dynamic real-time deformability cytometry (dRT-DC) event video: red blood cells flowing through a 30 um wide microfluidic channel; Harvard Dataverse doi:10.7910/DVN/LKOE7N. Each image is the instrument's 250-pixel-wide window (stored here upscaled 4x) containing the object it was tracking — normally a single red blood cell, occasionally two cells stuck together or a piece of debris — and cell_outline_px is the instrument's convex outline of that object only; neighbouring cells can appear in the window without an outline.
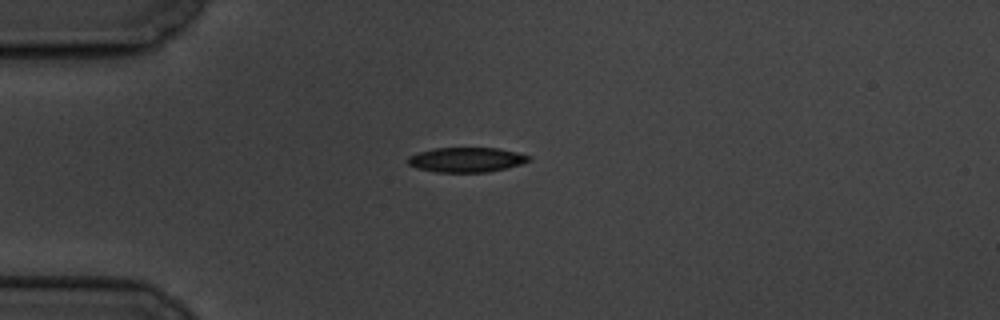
{"species": "common noctule bat (a hibernating species)", "species_latin": "Nyctalus noctula", "temperature_condition": "cold", "stored_images_in_passage": 5, "camera_frame_rate_fps": 3000, "um_per_image_px": 0.085, "animal": {"sex": "male", "body_mass_g": 19.5, "forearm_length_mm": 54.6}, "frame": {"image": 1, "passage_image": 3, "time_ms": 2.333, "image_size_px": [1000, 320], "cell_outline_px": [[532, 160], [508, 168], [488, 172], [436, 172], [416, 168], [408, 164], [408, 156], [416, 152], [436, 148], [500, 148], [532, 156]], "centroid_in_image_um": [39.66, 13.58], "position_along_channel_um": 45.3, "area_um2": 17.63}}
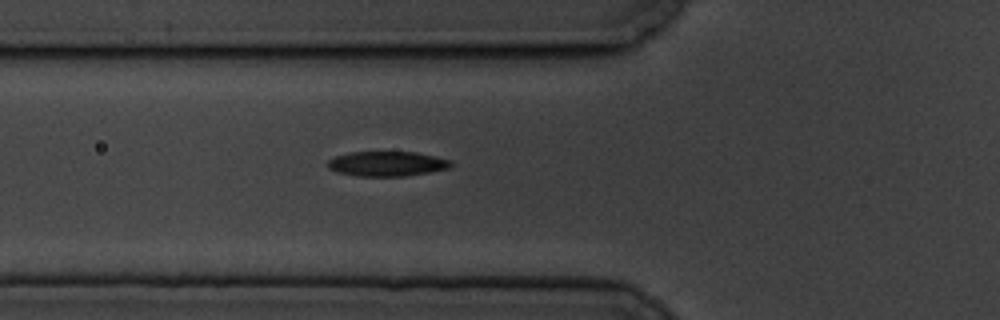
{"frame": {"image": 2, "passage_image": 5, "time_ms": 4.333, "image_size_px": [1000, 320], "cell_outline_px": [[452, 164], [448, 168], [428, 172], [404, 176], [356, 176], [336, 172], [328, 168], [328, 160], [336, 156], [352, 152], [416, 152], [452, 160]], "centroid_in_image_um": [32.88, 13.92], "position_along_channel_um": 92.9, "area_um2": 17.74}}